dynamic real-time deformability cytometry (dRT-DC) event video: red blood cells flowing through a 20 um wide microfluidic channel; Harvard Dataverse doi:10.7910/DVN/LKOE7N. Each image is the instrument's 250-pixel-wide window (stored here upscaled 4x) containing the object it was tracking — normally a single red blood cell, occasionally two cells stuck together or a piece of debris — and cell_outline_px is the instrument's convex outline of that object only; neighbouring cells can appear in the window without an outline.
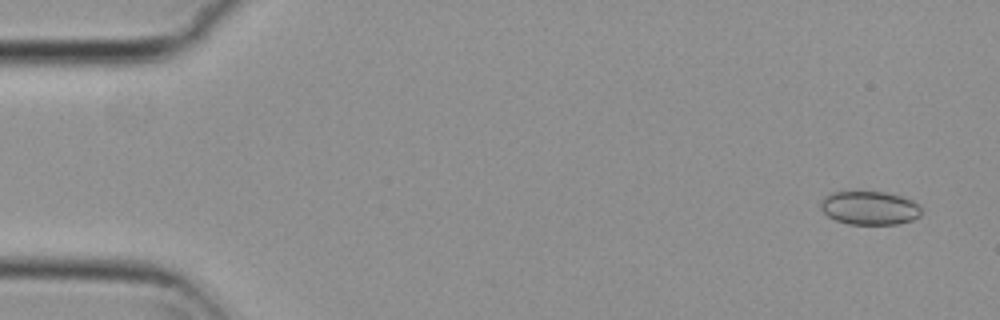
{"species": "common noctule bat (a hibernating species)", "species_latin": "Nyctalus noctula", "temperature_condition": "cold", "stored_images_in_passage": 55, "camera_frame_rate_fps": 3000, "um_per_image_px": 0.085, "animal": {"sex": "female", "body_mass_g": 29.2, "forearm_length_mm": 56.3}, "frame": {"image": 1, "passage_image": 3, "time_ms": 0.667, "image_size_px": [1000, 320], "cell_outline_px": [[920, 216], [912, 220], [900, 224], [848, 224], [836, 220], [828, 216], [820, 208], [820, 200], [824, 196], [832, 192], [884, 192], [900, 196], [912, 200], [920, 208]], "centroid_in_image_um": [73.88, 17.68], "position_along_channel_um": 11.1, "area_um2": 19.65}}
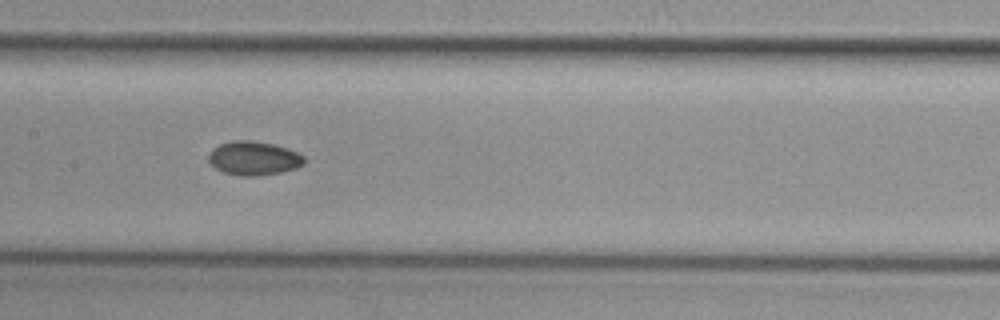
{"frame": {"image": 2, "passage_image": 27, "time_ms": 8.667, "image_size_px": [1000, 320], "cell_outline_px": [[304, 164], [296, 168], [280, 172], [256, 176], [240, 176], [224, 172], [216, 168], [208, 160], [208, 156], [212, 148], [220, 144], [232, 140], [248, 140], [272, 144], [288, 148], [304, 156]], "centroid_in_image_um": [21.55, 13.45], "position_along_channel_um": 185.8, "area_um2": 18.79}}
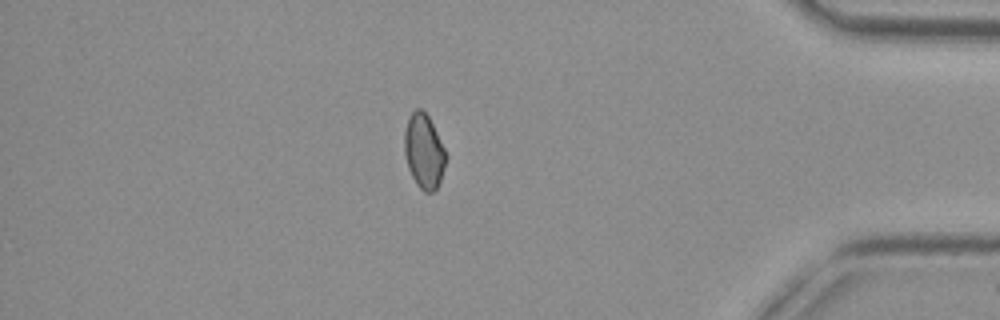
{"frame": {"image": 3, "passage_image": 47, "time_ms": 15.333, "image_size_px": [1000, 320], "cell_outline_px": [[448, 156], [440, 180], [436, 188], [432, 192], [424, 192], [416, 184], [408, 168], [404, 152], [404, 132], [408, 116], [416, 108], [420, 108], [428, 116]], "centroid_in_image_um": [36.02, 12.86], "position_along_channel_um": 399.2, "area_um2": 17.98}, "authors_computed_cell_mechanics": {"area_um2": 18.3804, "velocity_mm_per_s": 3.7866, "shape_relaxation_time_tau1_ms": null, "shape_relaxation_time_tau2_ms": 6.4835, "deformation_change_tau1": null, "deformation_change_tau2": 0.0744}}